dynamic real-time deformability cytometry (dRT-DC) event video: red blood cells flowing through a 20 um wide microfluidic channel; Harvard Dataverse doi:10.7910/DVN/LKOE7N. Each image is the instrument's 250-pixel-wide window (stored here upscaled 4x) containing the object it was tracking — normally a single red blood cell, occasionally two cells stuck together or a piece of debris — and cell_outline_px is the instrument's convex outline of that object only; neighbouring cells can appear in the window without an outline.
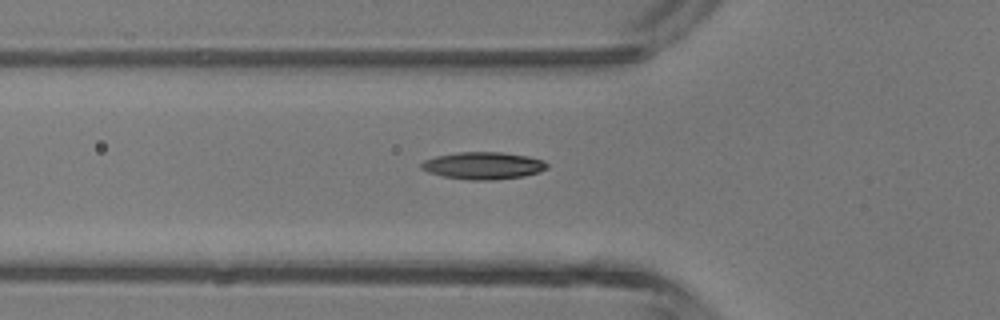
{"species": "common noctule bat (a hibernating species)", "species_latin": "Nyctalus noctula", "temperature_condition": "room temperature", "stored_images_in_passage": 41, "camera_frame_rate_fps": 3000, "um_per_image_px": 0.085, "animal": {"sex": "male", "body_mass_g": 13.3}, "frame": {"image": 1, "passage_image": 16, "time_ms": 5.0, "image_size_px": [1000, 320], "cell_outline_px": [[548, 168], [540, 172], [524, 176], [496, 180], [472, 180], [444, 176], [428, 172], [420, 168], [420, 164], [424, 160], [436, 156], [460, 152], [500, 152], [528, 156], [544, 160], [548, 164]], "centroid_in_image_um": [41.1, 14.08], "position_along_channel_um": 84.7, "area_um2": 20.0}}
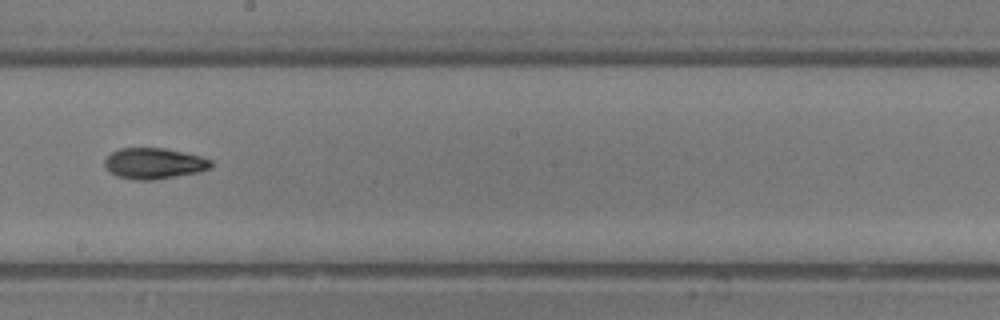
{"frame": {"image": 2, "passage_image": 26, "time_ms": 8.333, "image_size_px": [1000, 320], "cell_outline_px": [[212, 164], [208, 168], [200, 172], [152, 180], [132, 180], [116, 176], [108, 172], [104, 164], [104, 160], [112, 152], [120, 148], [164, 148], [200, 156], [212, 160]], "centroid_in_image_um": [13.05, 13.9], "position_along_channel_um": 235.2, "area_um2": 19.19}}
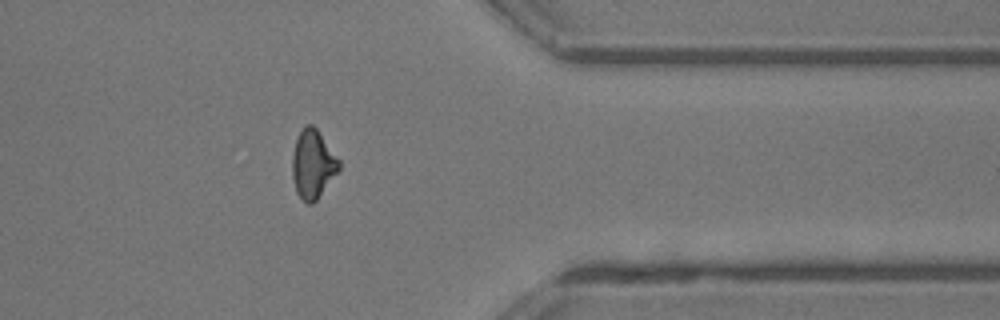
{"frame": {"image": 3, "passage_image": 37, "time_ms": 12.0, "image_size_px": [1000, 320], "cell_outline_px": [[340, 168], [316, 200], [312, 204], [308, 204], [296, 192], [292, 176], [292, 156], [296, 140], [304, 124], [312, 124], [316, 128], [340, 160]], "centroid_in_image_um": [26.58, 13.94], "position_along_channel_um": 384.8, "area_um2": 18.44}}